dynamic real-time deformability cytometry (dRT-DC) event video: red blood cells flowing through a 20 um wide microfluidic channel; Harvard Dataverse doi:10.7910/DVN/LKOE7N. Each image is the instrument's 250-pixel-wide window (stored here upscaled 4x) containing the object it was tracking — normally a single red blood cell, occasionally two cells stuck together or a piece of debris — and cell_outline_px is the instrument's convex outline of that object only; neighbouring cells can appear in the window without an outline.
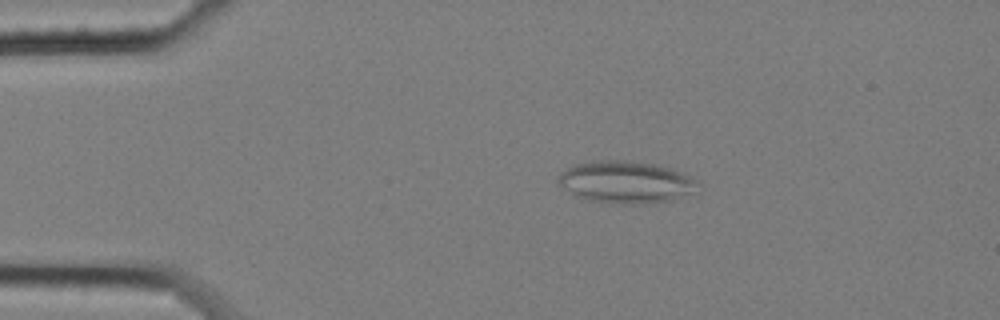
{"species": "common noctule bat (a hibernating species)", "species_latin": "Nyctalus noctula", "temperature_condition": "cold", "stored_images_in_passage": 50, "camera_frame_rate_fps": 3000, "um_per_image_px": 0.085, "animal": {"sex": "female", "body_mass_g": 25.1}, "frame": {"image": 1, "passage_image": 3, "time_ms": 0.667, "image_size_px": [1000, 320], "cell_outline_px": [[696, 184], [692, 192], [672, 200], [652, 204], [612, 204], [588, 200], [576, 196], [556, 184], [556, 176], [560, 172], [572, 164], [592, 160], [628, 160], [652, 164], [668, 168], [692, 176], [696, 180]], "centroid_in_image_um": [53.09, 15.48], "position_along_channel_um": 31.9, "area_um2": 34.68}}
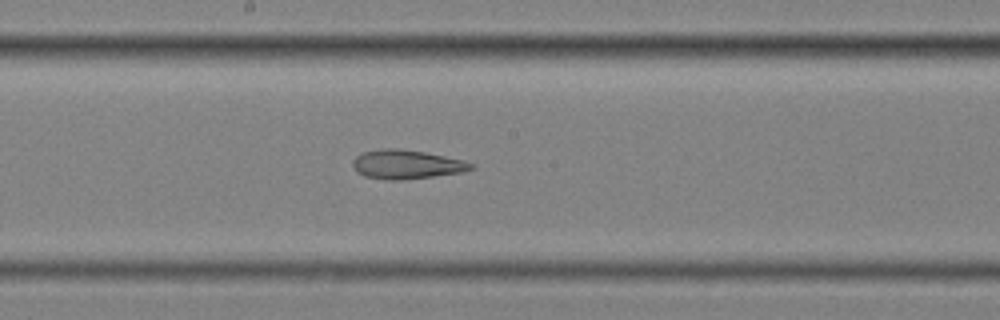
{"frame": {"image": 2, "passage_image": 23, "time_ms": 7.333, "image_size_px": [1000, 320], "cell_outline_px": [[476, 168], [464, 172], [404, 180], [384, 180], [364, 176], [356, 172], [352, 164], [352, 160], [360, 152], [384, 148], [396, 148], [424, 152], [464, 160], [476, 164]], "centroid_in_image_um": [34.56, 13.98], "position_along_channel_um": 213.6, "area_um2": 20.35}}
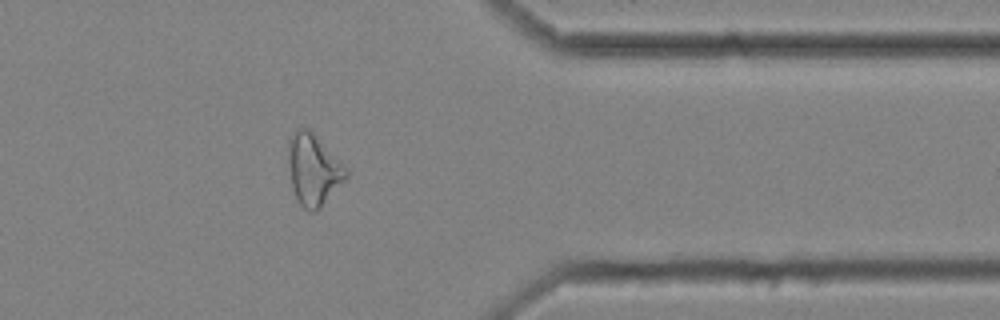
{"frame": {"image": 3, "passage_image": 39, "time_ms": 12.667, "image_size_px": [1000, 320], "cell_outline_px": [[348, 176], [320, 208], [316, 212], [308, 212], [300, 204], [292, 188], [288, 160], [288, 140], [296, 128], [312, 128], [348, 168]], "centroid_in_image_um": [26.65, 14.36], "position_along_channel_um": 384.7, "area_um2": 24.51}, "authors_computed_cell_mechanics": {"area_um2": 23.7269, "velocity_mm_per_s": 3.443, "shape_relaxation_time_tau1_ms": null, "shape_relaxation_time_tau2_ms": 4.8111, "deformation_change_tau1": null, "deformation_change_tau2": 0.1542}}